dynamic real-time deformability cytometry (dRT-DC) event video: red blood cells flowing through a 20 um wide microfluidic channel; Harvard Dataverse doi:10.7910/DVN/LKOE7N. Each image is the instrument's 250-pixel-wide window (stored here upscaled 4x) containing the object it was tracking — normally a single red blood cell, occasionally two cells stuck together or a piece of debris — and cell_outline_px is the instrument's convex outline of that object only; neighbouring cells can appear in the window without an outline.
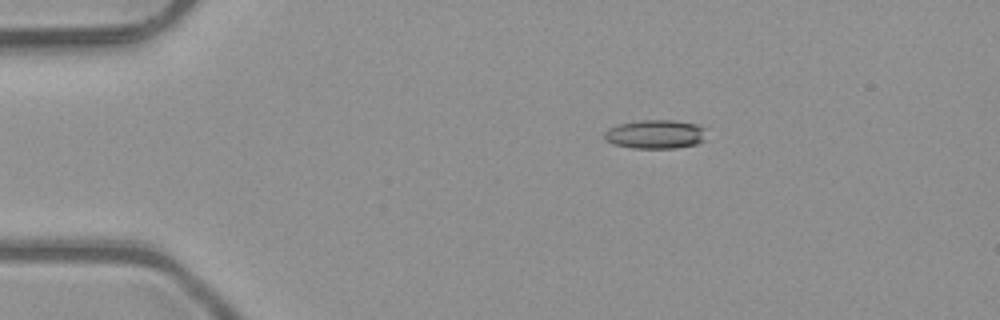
{"species": "common noctule bat (a hibernating species)", "species_latin": "Nyctalus noctula", "temperature_condition": "room temperature", "stored_images_in_passage": 5, "camera_frame_rate_fps": 3000, "um_per_image_px": 0.085, "animal": {"sex": "male", "body_mass_g": 23.1, "forearm_length_mm": 52.7}, "frame": {"image": 1, "passage_image": 1, "time_ms": 0.0, "image_size_px": [1000, 320], "cell_outline_px": [[704, 140], [696, 144], [676, 148], [632, 148], [612, 144], [604, 136], [604, 132], [608, 128], [616, 124], [640, 120], [676, 120], [696, 124], [704, 128]], "centroid_in_image_um": [55.68, 11.4], "position_along_channel_um": 29.3, "area_um2": 17.22}}
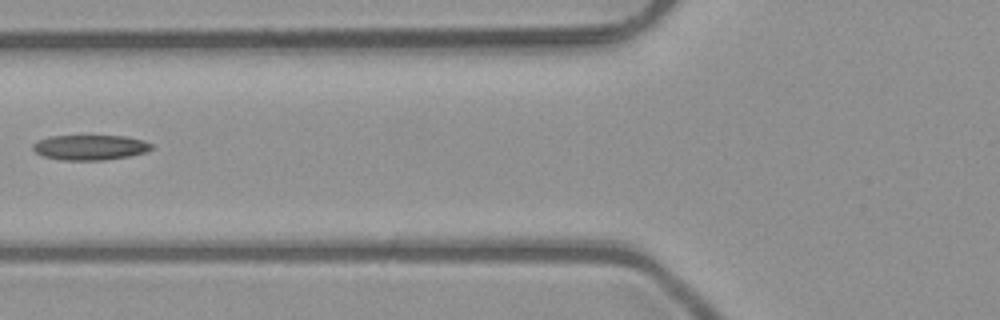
{"frame": {"image": 2, "passage_image": 4, "time_ms": 1.0, "image_size_px": [1000, 320], "cell_outline_px": [[152, 148], [144, 152], [128, 156], [104, 160], [60, 160], [44, 156], [36, 152], [32, 148], [32, 144], [40, 140], [52, 136], [128, 136], [144, 140], [152, 144]], "centroid_in_image_um": [7.67, 12.53], "position_along_channel_um": 118.1, "area_um2": 17.22}}
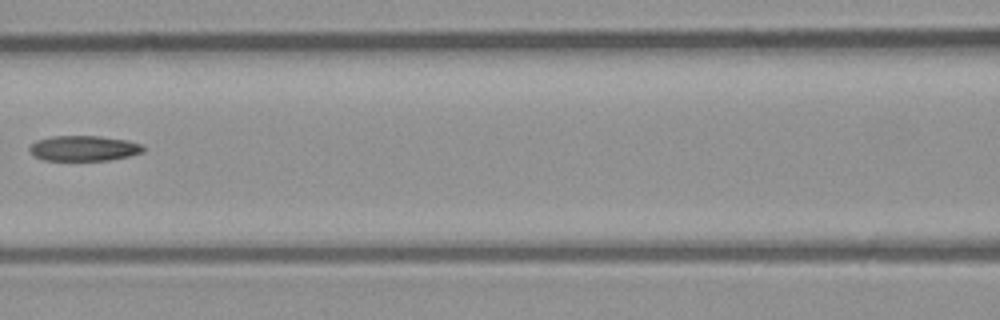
{"frame": {"image": 3, "passage_image": 5, "time_ms": 1.333, "image_size_px": [1000, 320], "cell_outline_px": [[144, 152], [128, 156], [108, 160], [44, 160], [36, 156], [28, 148], [36, 140], [52, 136], [100, 136], [128, 140], [144, 144]], "centroid_in_image_um": [7.17, 12.59], "position_along_channel_um": 159.4, "area_um2": 16.76}}